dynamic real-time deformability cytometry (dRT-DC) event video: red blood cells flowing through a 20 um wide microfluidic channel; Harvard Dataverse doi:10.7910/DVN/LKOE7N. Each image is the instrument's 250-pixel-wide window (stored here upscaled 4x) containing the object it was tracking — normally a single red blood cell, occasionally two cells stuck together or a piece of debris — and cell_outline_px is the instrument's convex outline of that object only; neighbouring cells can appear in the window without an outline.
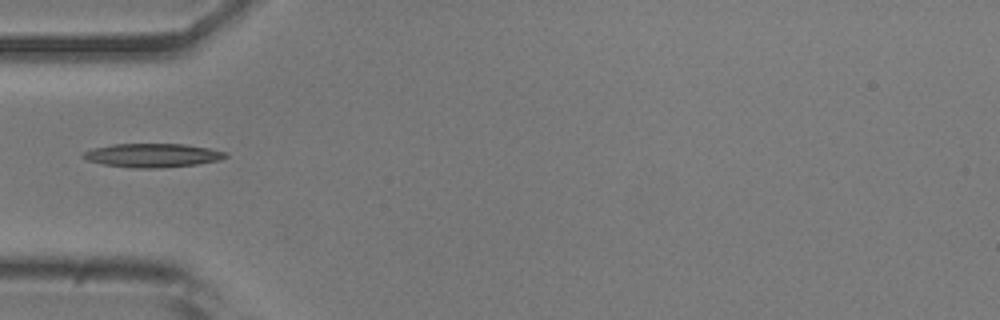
{"species": "common noctule bat (a hibernating species)", "species_latin": "Nyctalus noctula", "temperature_condition": "room temperature", "stored_images_in_passage": 18, "camera_frame_rate_fps": 3000, "um_per_image_px": 0.085, "animal": {"sex": "male", "body_mass_g": 20.5, "forearm_length_mm": 52.5}, "frame": {"image": 1, "passage_image": 1, "time_ms": 0.0, "image_size_px": [1000, 320], "cell_outline_px": [[228, 156], [220, 160], [196, 164], [160, 168], [132, 168], [104, 164], [88, 160], [80, 156], [84, 152], [92, 148], [112, 144], [184, 144], [208, 148], [224, 152]], "centroid_in_image_um": [12.93, 13.2], "position_along_channel_um": 72.1, "area_um2": 19.59}}
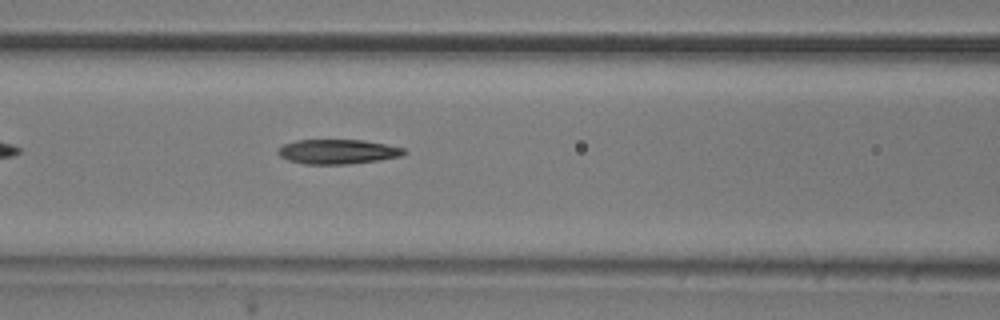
{"frame": {"image": 2, "passage_image": 6, "time_ms": 1.667, "image_size_px": [1000, 320], "cell_outline_px": [[408, 152], [404, 156], [380, 160], [348, 164], [304, 164], [288, 160], [280, 156], [276, 152], [284, 144], [296, 140], [364, 140], [404, 148]], "centroid_in_image_um": [28.74, 12.89], "position_along_channel_um": 137.9, "area_um2": 18.15}}
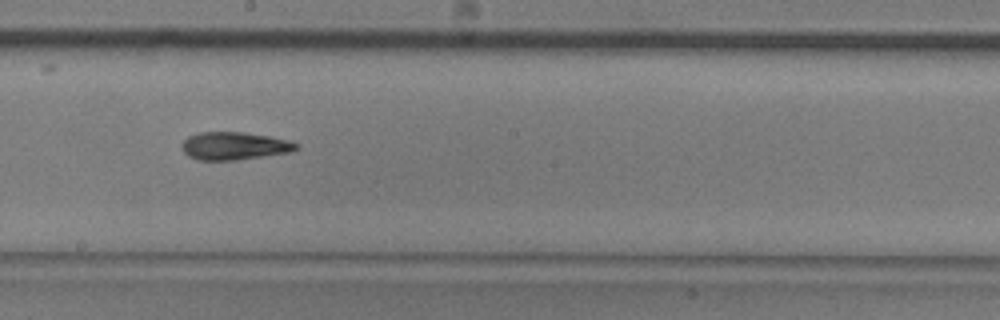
{"frame": {"image": 3, "passage_image": 13, "time_ms": 4.0, "image_size_px": [1000, 320], "cell_outline_px": [[300, 144], [292, 152], [236, 160], [196, 160], [188, 156], [184, 152], [180, 144], [188, 136], [200, 132], [244, 132], [268, 136], [288, 140]], "centroid_in_image_um": [19.89, 12.4], "position_along_channel_um": 228.3, "area_um2": 18.61}}